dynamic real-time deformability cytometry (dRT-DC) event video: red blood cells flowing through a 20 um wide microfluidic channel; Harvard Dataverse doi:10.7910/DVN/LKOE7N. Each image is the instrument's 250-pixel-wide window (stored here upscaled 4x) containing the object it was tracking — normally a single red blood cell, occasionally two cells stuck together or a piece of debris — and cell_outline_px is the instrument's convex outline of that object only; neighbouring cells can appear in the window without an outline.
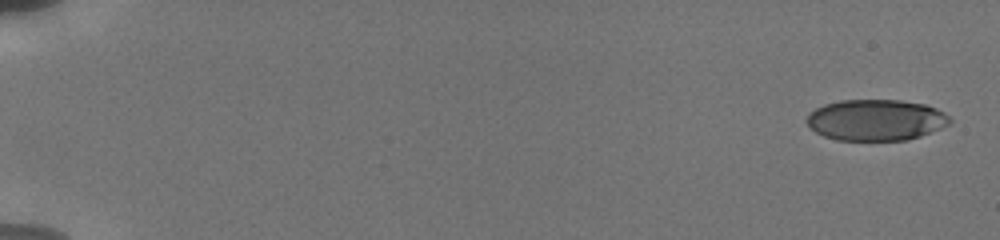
{"species": "human", "species_latin": "Homo sapiens", "temperature_condition": "cold", "stored_images_in_passage": 13, "camera_frame_rate_fps": 3000, "um_per_image_px": 0.085, "donor": {"sex": "male"}, "frame": {"image": 1, "passage_image": 1, "time_ms": 0.0, "image_size_px": [1000, 240], "cell_outline_px": [[952, 120], [948, 124], [940, 128], [920, 136], [908, 140], [836, 140], [824, 136], [816, 132], [808, 124], [808, 112], [824, 104], [840, 100], [900, 100], [924, 104], [936, 108], [944, 112]], "centroid_in_image_um": [74.45, 10.19], "position_along_channel_um": 10.6, "area_um2": 34.22}}
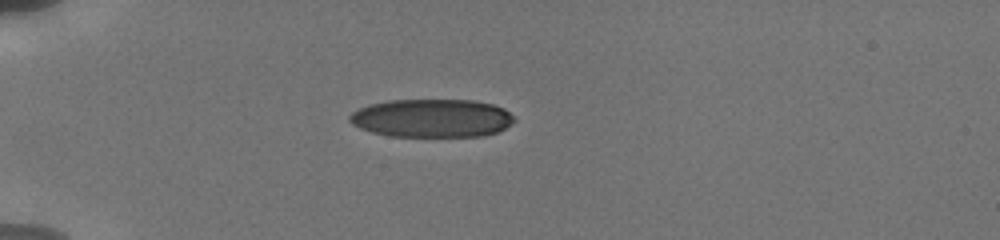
{"frame": {"image": 2, "passage_image": 10, "time_ms": 5.0, "image_size_px": [1000, 240], "cell_outline_px": [[516, 120], [512, 124], [496, 132], [484, 136], [388, 136], [372, 132], [360, 128], [352, 124], [348, 120], [348, 116], [352, 112], [368, 104], [388, 100], [476, 100], [492, 104], [504, 108]], "centroid_in_image_um": [36.69, 10.04], "position_along_channel_um": 48.3, "area_um2": 36.88}}
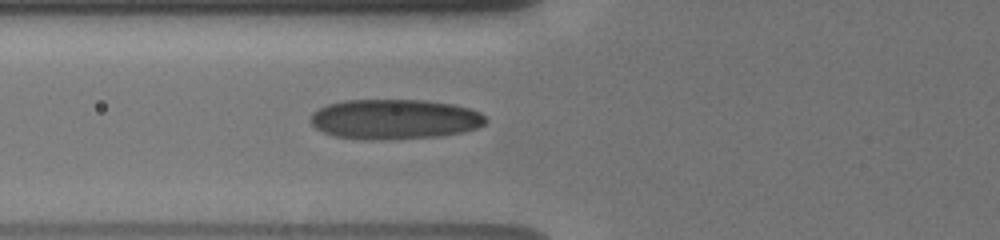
{"frame": {"image": 3, "passage_image": 13, "time_ms": 7.0, "image_size_px": [1000, 240], "cell_outline_px": [[488, 120], [484, 124], [476, 128], [464, 132], [436, 136], [384, 140], [364, 140], [332, 136], [316, 128], [308, 120], [312, 112], [328, 104], [344, 100], [424, 100], [452, 104], [468, 108], [480, 112]], "centroid_in_image_um": [33.5, 10.14], "position_along_channel_um": 92.3, "area_um2": 41.04}}